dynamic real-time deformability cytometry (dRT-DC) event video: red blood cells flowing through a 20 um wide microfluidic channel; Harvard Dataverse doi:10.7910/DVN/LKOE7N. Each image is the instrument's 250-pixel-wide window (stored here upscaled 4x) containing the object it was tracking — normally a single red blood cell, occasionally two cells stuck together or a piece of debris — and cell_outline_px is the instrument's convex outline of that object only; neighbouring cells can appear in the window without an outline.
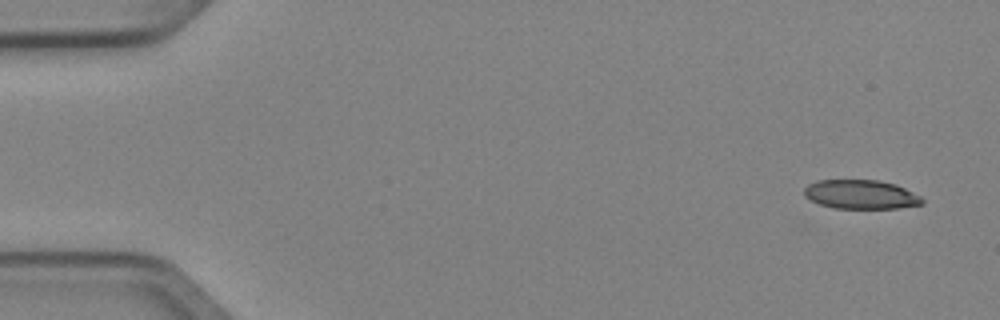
{"species": "Egyptian fruit bat (a non-hibernating species)", "species_latin": "Rousettus aegyptiacus", "temperature_condition": "cold", "stored_images_in_passage": 4, "camera_frame_rate_fps": 3000, "um_per_image_px": 0.085, "animal": {"sex": "female"}, "frame": {"image": 1, "passage_image": 1, "time_ms": 0.0, "image_size_px": [1000, 320], "cell_outline_px": [[924, 204], [900, 208], [832, 208], [820, 204], [804, 196], [804, 188], [808, 184], [816, 180], [876, 180], [896, 184], [920, 196], [924, 200]], "centroid_in_image_um": [73.17, 16.53], "position_along_channel_um": 11.8, "area_um2": 20.0}}